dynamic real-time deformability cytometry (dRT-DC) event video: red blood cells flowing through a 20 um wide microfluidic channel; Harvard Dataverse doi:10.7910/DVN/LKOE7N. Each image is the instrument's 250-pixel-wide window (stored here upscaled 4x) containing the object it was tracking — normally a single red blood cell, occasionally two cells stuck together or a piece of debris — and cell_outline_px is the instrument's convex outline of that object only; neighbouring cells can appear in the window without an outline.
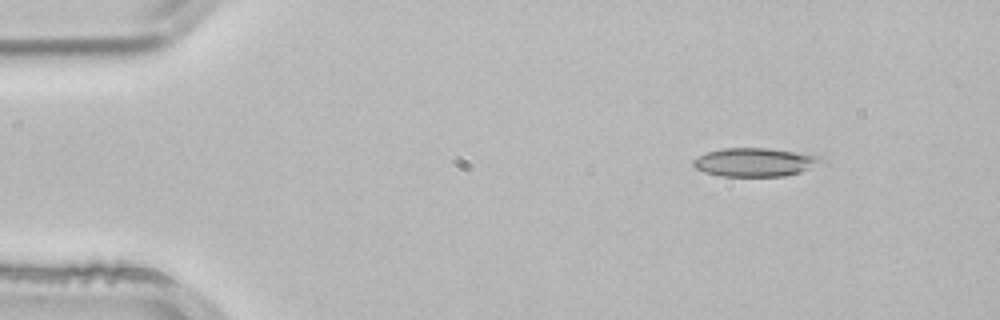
{"species": "common noctule bat (a hibernating species)", "species_latin": "Nyctalus noctula", "temperature_condition": "room temperature", "stored_images_in_passage": 3, "camera_frame_rate_fps": 3000, "um_per_image_px": 0.085, "animal": {"sex": "male", "body_mass_g": 21.5, "forearm_length_mm": 52.0}, "frame": {"image": 1, "passage_image": 1, "time_ms": 0.0, "image_size_px": [1000, 320], "cell_outline_px": [[824, 160], [800, 172], [784, 176], [720, 176], [704, 172], [696, 168], [692, 164], [692, 160], [704, 152], [720, 148], [768, 148], [812, 152], [820, 156]], "centroid_in_image_um": [64.17, 13.76], "position_along_channel_um": 20.8, "area_um2": 21.68}}
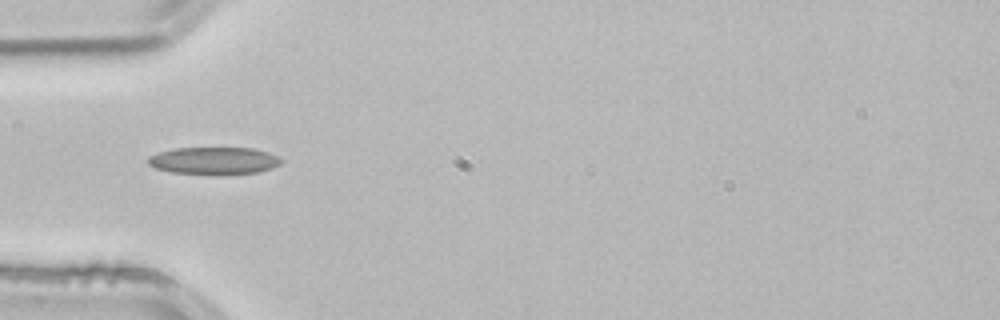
{"frame": {"image": 2, "passage_image": 3, "time_ms": 0.667, "image_size_px": [1000, 320], "cell_outline_px": [[284, 160], [280, 164], [272, 168], [256, 172], [216, 176], [172, 172], [156, 168], [148, 164], [148, 156], [160, 152], [176, 148], [252, 148], [268, 152]], "centroid_in_image_um": [18.2, 13.68], "position_along_channel_um": 66.8, "area_um2": 21.44}}